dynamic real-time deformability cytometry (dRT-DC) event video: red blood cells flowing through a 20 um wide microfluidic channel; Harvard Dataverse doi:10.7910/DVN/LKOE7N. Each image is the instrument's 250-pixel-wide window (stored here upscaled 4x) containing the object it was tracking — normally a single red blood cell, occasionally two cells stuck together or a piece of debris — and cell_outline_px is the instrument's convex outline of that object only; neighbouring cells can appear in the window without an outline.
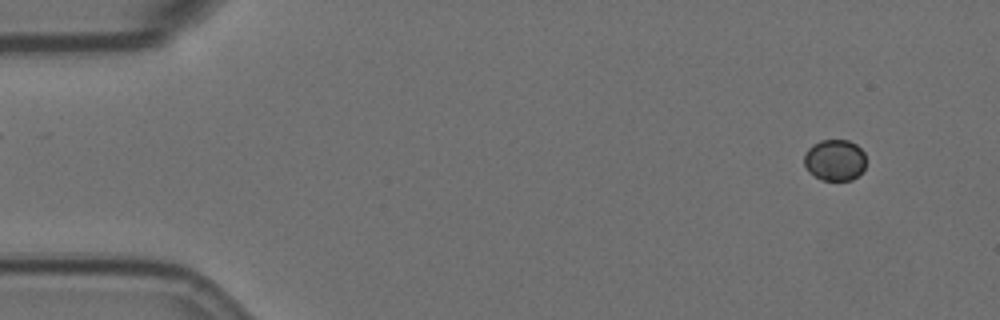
{"species": "Egyptian fruit bat (a non-hibernating species)", "species_latin": "Rousettus aegyptiacus", "temperature_condition": "room temperature", "stored_images_in_passage": 27, "camera_frame_rate_fps": 3000, "um_per_image_px": 0.085, "animal": {"sex": "female"}, "frame": {"image": 1, "passage_image": 5, "time_ms": 1.333, "image_size_px": [1000, 320], "cell_outline_px": [[864, 168], [852, 180], [820, 180], [808, 172], [804, 164], [804, 156], [808, 148], [812, 144], [820, 140], [848, 140], [856, 144], [864, 152]], "centroid_in_image_um": [70.92, 13.6], "position_along_channel_um": 14.1, "area_um2": 14.91}}
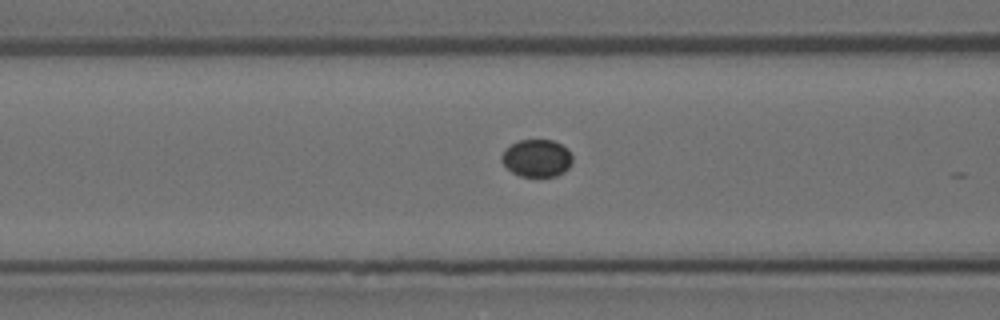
{"frame": {"image": 2, "passage_image": 23, "time_ms": 7.333, "image_size_px": [1000, 320], "cell_outline_px": [[572, 164], [564, 172], [556, 176], [520, 176], [512, 172], [500, 160], [500, 156], [512, 144], [520, 140], [552, 140], [560, 144], [572, 156]], "centroid_in_image_um": [45.62, 13.45], "position_along_channel_um": 121.0, "area_um2": 15.2}}
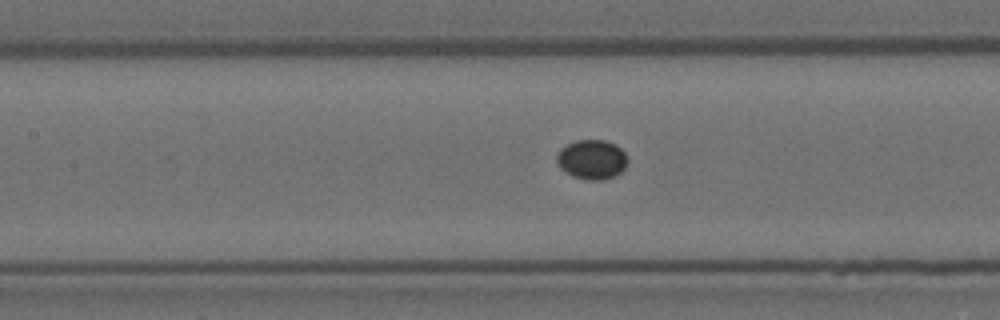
{"frame": {"image": 3, "passage_image": 26, "time_ms": 8.333, "image_size_px": [1000, 320], "cell_outline_px": [[628, 160], [624, 168], [616, 176], [604, 180], [584, 180], [572, 176], [560, 168], [556, 164], [556, 156], [560, 148], [576, 140], [604, 140], [616, 144], [628, 156]], "centroid_in_image_um": [50.3, 13.57], "position_along_channel_um": 157.1, "area_um2": 16.59}}